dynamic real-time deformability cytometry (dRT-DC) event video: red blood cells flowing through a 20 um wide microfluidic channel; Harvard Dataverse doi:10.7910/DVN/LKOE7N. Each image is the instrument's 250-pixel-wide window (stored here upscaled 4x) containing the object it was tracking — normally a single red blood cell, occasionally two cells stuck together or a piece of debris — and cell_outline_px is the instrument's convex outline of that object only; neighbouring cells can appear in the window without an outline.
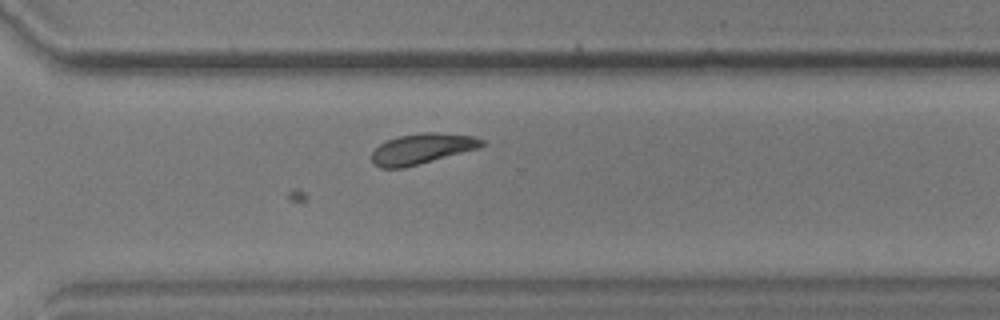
{"species": "common noctule bat (a hibernating species)", "species_latin": "Nyctalus noctula", "temperature_condition": "warm", "stored_images_in_passage": 43, "camera_frame_rate_fps": 3000, "um_per_image_px": 0.085, "animal": {"sex": "male", "body_mass_g": 17.9, "forearm_length_mm": 54.2}, "frame": {"image": 1, "passage_image": 29, "time_ms": 9.333, "image_size_px": [1000, 320], "cell_outline_px": [[484, 144], [480, 148], [404, 168], [380, 168], [372, 164], [372, 152], [380, 144], [388, 140], [400, 136], [420, 132], [436, 132], [472, 136], [484, 140]], "centroid_in_image_um": [35.86, 12.65], "position_along_channel_um": 334.7, "area_um2": 19.54}}